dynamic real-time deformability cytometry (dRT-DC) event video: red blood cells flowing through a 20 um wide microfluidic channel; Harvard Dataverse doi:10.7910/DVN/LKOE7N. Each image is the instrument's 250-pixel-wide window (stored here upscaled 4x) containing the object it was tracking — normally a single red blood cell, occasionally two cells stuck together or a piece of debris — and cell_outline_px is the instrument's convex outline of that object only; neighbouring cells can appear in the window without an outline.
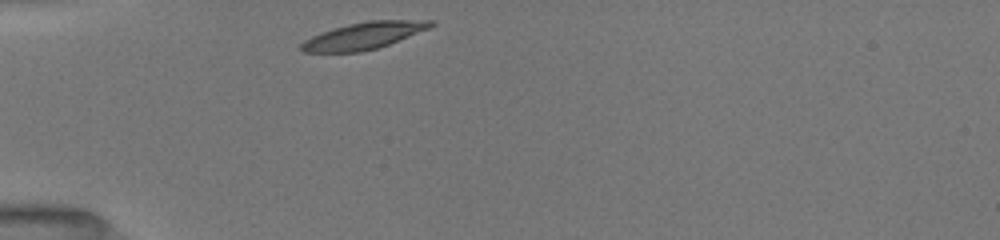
{"species": "common noctule bat (a hibernating species)", "species_latin": "Nyctalus noctula", "temperature_condition": "room temperature", "stored_images_in_passage": 30, "camera_frame_rate_fps": 3000, "um_per_image_px": 0.085, "animal": {"sex": "female", "body_mass_g": 19.5, "forearm_length_mm": 54.1}, "frame": {"image": 1, "passage_image": 1, "time_ms": 0.0, "image_size_px": [1000, 240], "cell_outline_px": [[436, 24], [432, 28], [388, 44], [376, 48], [360, 52], [304, 52], [300, 48], [300, 44], [304, 40], [320, 32], [332, 28], [348, 24], [368, 20], [432, 20]], "centroid_in_image_um": [30.94, 3.02], "position_along_channel_um": 54.1, "area_um2": 20.4}}
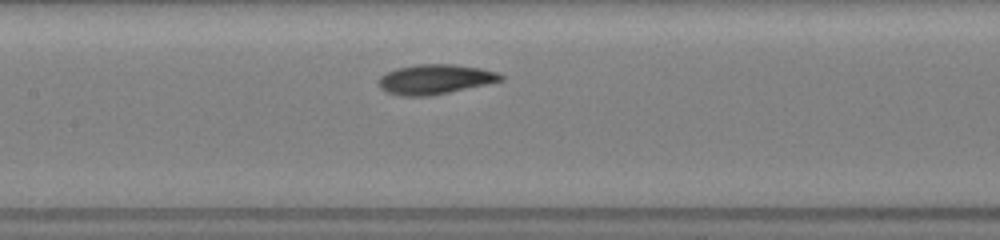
{"frame": {"image": 2, "passage_image": 11, "time_ms": 3.333, "image_size_px": [1000, 240], "cell_outline_px": [[504, 80], [448, 92], [428, 96], [400, 96], [388, 92], [380, 88], [380, 76], [384, 72], [396, 68], [416, 64], [456, 64], [480, 68], [496, 72], [504, 76]], "centroid_in_image_um": [36.96, 6.72], "position_along_channel_um": 170.4, "area_um2": 21.1}}
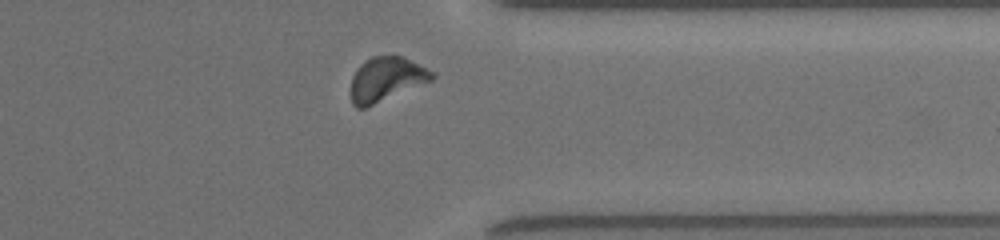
{"frame": {"image": 3, "passage_image": 27, "time_ms": 8.667, "image_size_px": [1000, 240], "cell_outline_px": [[436, 76], [432, 80], [364, 108], [356, 108], [352, 104], [352, 76], [360, 64], [364, 60], [372, 56], [404, 56], [436, 72]], "centroid_in_image_um": [32.85, 6.7], "position_along_channel_um": 378.5, "area_um2": 20.81}, "authors_computed_cell_mechanics": {"area_um2": 20.6057, "velocity_mm_per_s": 3.9555, "shape_relaxation_time_tau1_ms": 1.4345, "shape_relaxation_time_tau2_ms": 3.728, "deformation_change_tau1": 0.1038, "deformation_change_tau2": 0.0903}}